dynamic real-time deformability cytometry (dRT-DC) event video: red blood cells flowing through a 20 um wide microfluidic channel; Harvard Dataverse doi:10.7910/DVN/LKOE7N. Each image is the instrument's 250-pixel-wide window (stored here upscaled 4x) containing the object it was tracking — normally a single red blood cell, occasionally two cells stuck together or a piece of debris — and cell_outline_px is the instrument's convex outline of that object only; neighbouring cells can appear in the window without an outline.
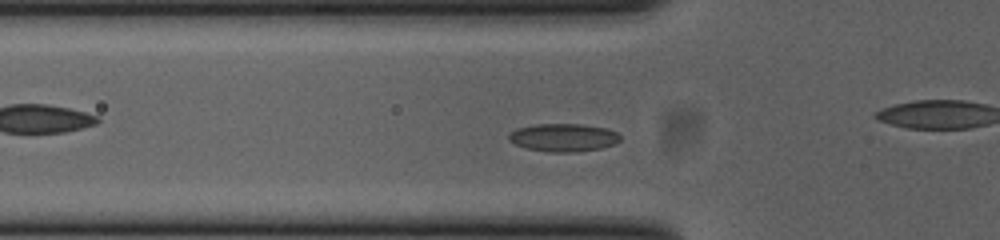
{"species": "common noctule bat (a hibernating species)", "species_latin": "Nyctalus noctula", "temperature_condition": "cold", "stored_images_in_passage": 40, "camera_frame_rate_fps": 3000, "um_per_image_px": 0.085, "animal": {"sex": "female", "body_mass_g": 23.0, "forearm_length_mm": 53.4}, "frame": {"image": 1, "passage_image": 11, "time_ms": 3.333, "image_size_px": [1000, 240], "cell_outline_px": [[620, 140], [616, 144], [600, 148], [572, 152], [548, 152], [524, 148], [508, 140], [508, 136], [516, 128], [536, 124], [580, 124], [608, 128], [616, 132], [620, 136]], "centroid_in_image_um": [47.89, 11.69], "position_along_channel_um": 77.9, "area_um2": 18.21}}
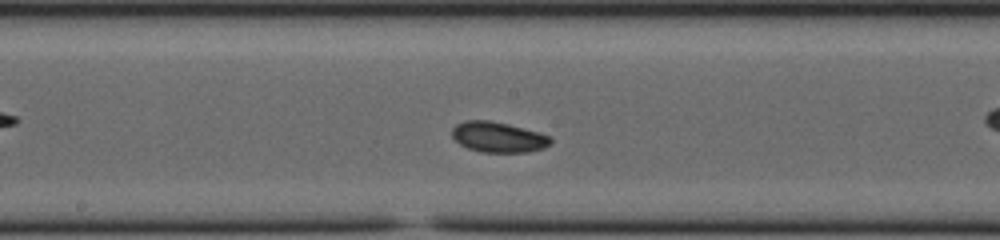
{"frame": {"image": 2, "passage_image": 21, "time_ms": 6.667, "image_size_px": [1000, 240], "cell_outline_px": [[552, 144], [544, 148], [528, 152], [484, 152], [468, 148], [460, 144], [452, 136], [452, 128], [456, 124], [464, 120], [488, 120], [508, 124], [540, 132], [548, 136], [552, 140]], "centroid_in_image_um": [42.36, 11.65], "position_along_channel_um": 205.8, "area_um2": 17.51}}
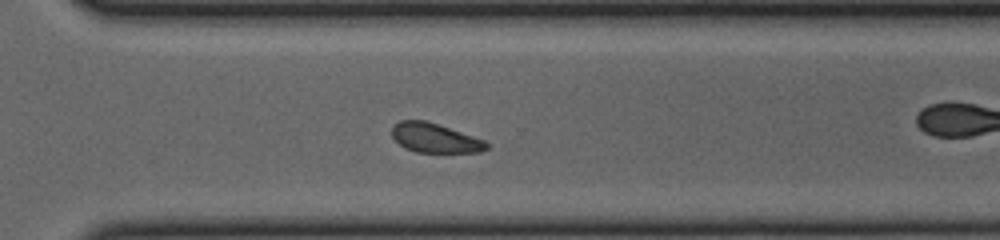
{"frame": {"image": 3, "passage_image": 31, "time_ms": 10.0, "image_size_px": [1000, 240], "cell_outline_px": [[488, 148], [480, 152], [416, 152], [404, 148], [392, 136], [392, 124], [400, 120], [424, 120], [484, 140], [488, 144]], "centroid_in_image_um": [36.92, 11.73], "position_along_channel_um": 333.7, "area_um2": 15.95}, "authors_computed_cell_mechanics": {"area_um2": 16.9643, "velocity_mm_per_s": 3.8369, "shape_relaxation_time_tau1_ms": 2.2588, "shape_relaxation_time_tau2_ms": null, "deformation_change_tau1": 0.0531, "deformation_change_tau2": null}}